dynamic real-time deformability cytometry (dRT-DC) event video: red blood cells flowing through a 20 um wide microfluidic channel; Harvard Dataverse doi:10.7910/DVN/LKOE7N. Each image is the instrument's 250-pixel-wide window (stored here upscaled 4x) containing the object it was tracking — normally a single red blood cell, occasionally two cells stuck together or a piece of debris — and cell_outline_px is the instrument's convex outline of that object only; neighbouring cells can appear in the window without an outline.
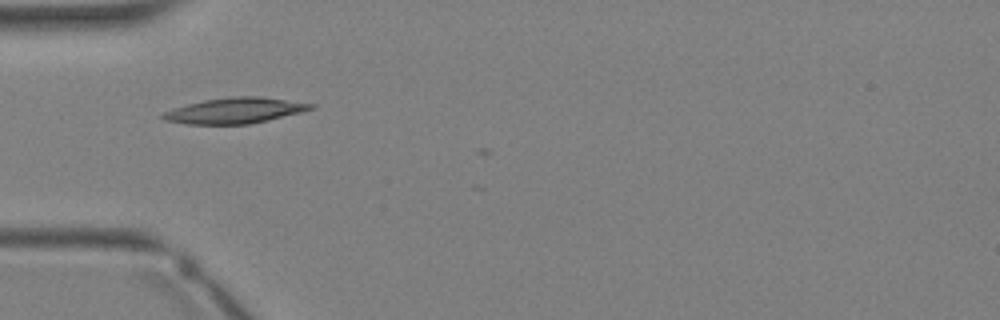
{"species": "Egyptian fruit bat (a non-hibernating species)", "species_latin": "Rousettus aegyptiacus", "temperature_condition": "warm", "stored_images_in_passage": 3, "camera_frame_rate_fps": 3000, "um_per_image_px": 0.085, "animal": {"sex": "female"}, "frame": {"image": 1, "passage_image": 1, "time_ms": 0.0, "image_size_px": [1000, 320], "cell_outline_px": [[316, 108], [304, 112], [268, 120], [248, 124], [188, 124], [164, 120], [160, 116], [164, 112], [188, 104], [204, 100], [232, 96], [260, 96], [316, 104]], "centroid_in_image_um": [20.04, 9.39], "position_along_channel_um": 65.0, "area_um2": 22.14}}